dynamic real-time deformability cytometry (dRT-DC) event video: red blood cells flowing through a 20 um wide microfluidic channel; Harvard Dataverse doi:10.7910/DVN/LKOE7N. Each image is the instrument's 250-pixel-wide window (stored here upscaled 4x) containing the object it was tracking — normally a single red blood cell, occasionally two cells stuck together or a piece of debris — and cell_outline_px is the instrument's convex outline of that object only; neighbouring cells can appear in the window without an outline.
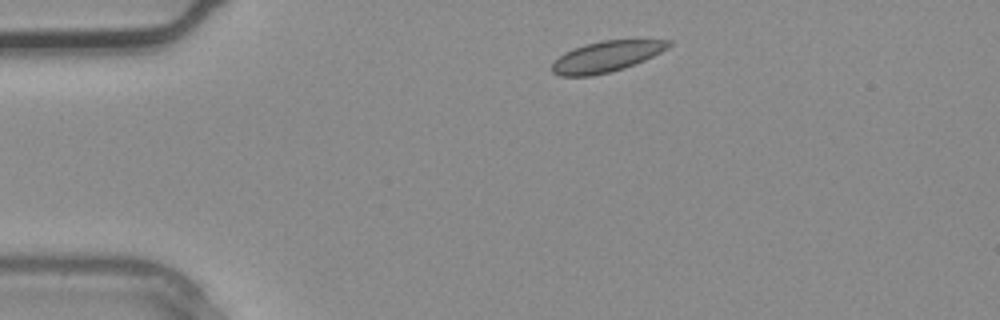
{"species": "common noctule bat (a hibernating species)", "species_latin": "Nyctalus noctula", "temperature_condition": "warm", "stored_images_in_passage": 2, "camera_frame_rate_fps": 3000, "um_per_image_px": 0.085, "animal": {"sex": "male", "body_mass_g": 20.4}, "frame": {"image": 1, "passage_image": 1, "time_ms": 0.0, "image_size_px": [1000, 320], "cell_outline_px": [[672, 44], [668, 48], [636, 64], [624, 68], [592, 76], [560, 76], [552, 72], [552, 64], [564, 52], [572, 48], [584, 44], [604, 40], [672, 40]], "centroid_in_image_um": [51.53, 4.8], "position_along_channel_um": 33.5, "area_um2": 20.87}}